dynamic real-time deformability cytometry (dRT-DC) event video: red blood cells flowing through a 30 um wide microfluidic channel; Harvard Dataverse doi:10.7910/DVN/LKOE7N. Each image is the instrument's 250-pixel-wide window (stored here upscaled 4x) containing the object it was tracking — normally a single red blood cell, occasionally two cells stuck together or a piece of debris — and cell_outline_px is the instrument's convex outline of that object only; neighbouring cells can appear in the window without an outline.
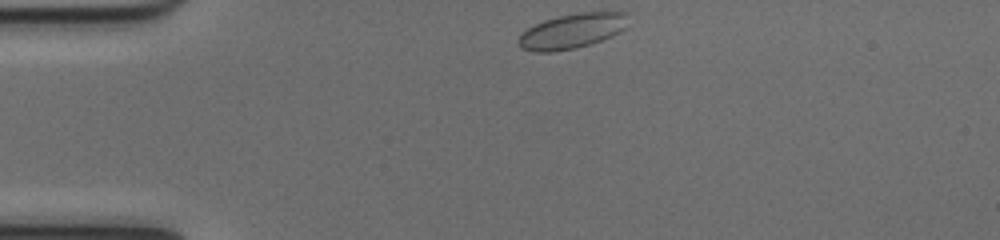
{"species": "common noctule bat (a hibernating species)", "species_latin": "Nyctalus noctula", "temperature_condition": "cold", "stored_images_in_passage": 42, "camera_frame_rate_fps": 3000, "um_per_image_px": 0.085, "animal": {"sex": "female", "body_mass_g": 17.0, "forearm_length_mm": 48.0}, "frame": {"image": 1, "passage_image": 1, "time_ms": 0.0, "image_size_px": [1000, 240], "cell_outline_px": [[628, 12], [624, 28], [620, 32], [612, 36], [576, 48], [552, 52], [536, 52], [520, 48], [516, 44], [520, 36], [528, 28], [544, 20], [560, 16], [580, 12]], "centroid_in_image_um": [48.6, 2.65], "position_along_channel_um": 36.4, "area_um2": 22.08}}
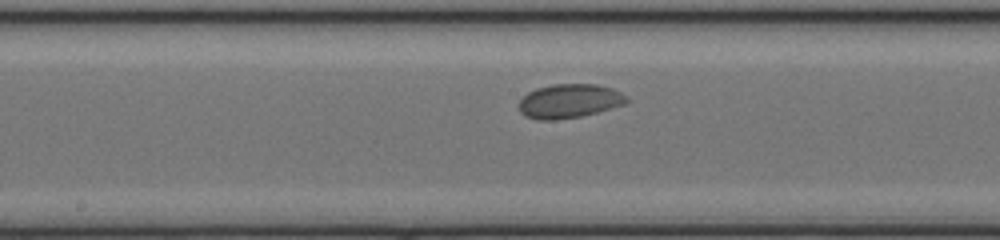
{"frame": {"image": 2, "passage_image": 17, "time_ms": 5.333, "image_size_px": [1000, 240], "cell_outline_px": [[628, 100], [624, 104], [596, 112], [580, 116], [552, 120], [540, 120], [524, 116], [520, 112], [520, 100], [528, 92], [536, 88], [552, 84], [596, 84], [612, 88], [628, 96]], "centroid_in_image_um": [48.38, 8.58], "position_along_channel_um": 199.8, "area_um2": 21.21}}
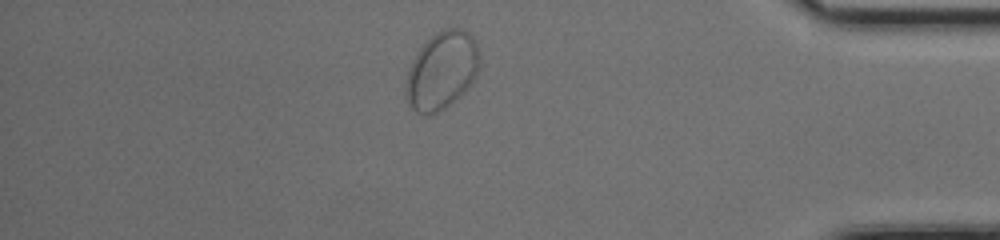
{"frame": {"image": 3, "passage_image": 35, "time_ms": 11.333, "image_size_px": [1000, 240], "cell_outline_px": [[480, 60], [476, 76], [468, 88], [460, 96], [444, 108], [436, 112], [424, 116], [408, 108], [408, 68], [416, 52], [436, 32], [444, 28], [460, 28], [468, 32], [472, 36], [476, 44]], "centroid_in_image_um": [37.57, 5.99], "position_along_channel_um": 397.6, "area_um2": 33.12}, "authors_computed_cell_mechanics": {"area_um2": 21.5016, "velocity_mm_per_s": 3.8646, "shape_relaxation_time_tau1_ms": 3.5797, "shape_relaxation_time_tau2_ms": null, "deformation_change_tau1": 0.0428, "deformation_change_tau2": null}}